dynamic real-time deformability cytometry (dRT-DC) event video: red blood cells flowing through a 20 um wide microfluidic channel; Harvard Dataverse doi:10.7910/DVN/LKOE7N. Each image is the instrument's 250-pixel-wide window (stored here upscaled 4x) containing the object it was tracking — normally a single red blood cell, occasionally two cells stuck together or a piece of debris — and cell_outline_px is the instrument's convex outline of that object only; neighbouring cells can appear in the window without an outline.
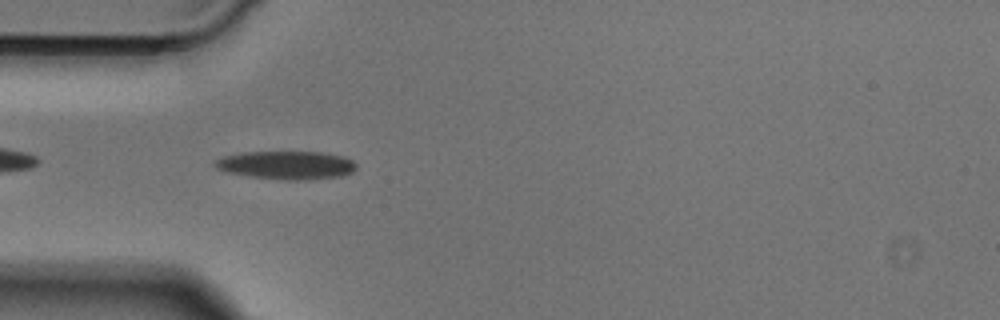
{"species": "Egyptian fruit bat (a non-hibernating species)", "species_latin": "Rousettus aegyptiacus", "temperature_condition": "cold", "stored_images_in_passage": 36, "camera_frame_rate_fps": 3000, "um_per_image_px": 0.085, "animal": {"sex": "male"}, "frame": {"image": 1, "passage_image": 2, "time_ms": 0.333, "image_size_px": [1000, 320], "cell_outline_px": [[356, 168], [352, 172], [344, 176], [308, 180], [288, 180], [252, 176], [228, 172], [216, 168], [212, 164], [216, 160], [224, 156], [244, 152], [320, 152], [344, 156], [352, 160], [356, 164]], "centroid_in_image_um": [24.4, 14.03], "position_along_channel_um": 60.6, "area_um2": 23.24}}
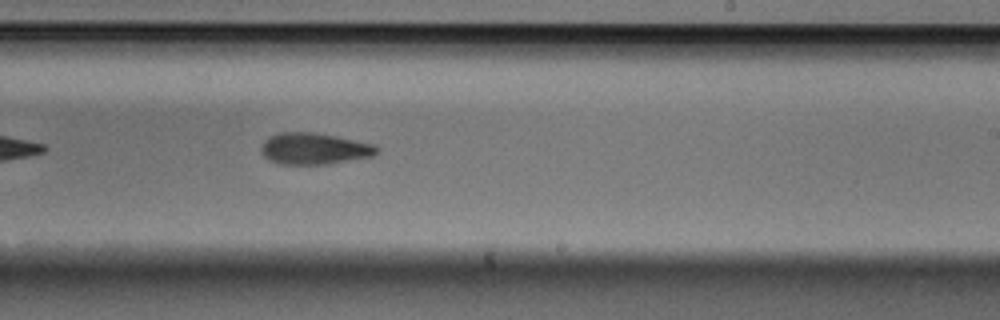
{"frame": {"image": 2, "passage_image": 17, "time_ms": 5.333, "image_size_px": [1000, 320], "cell_outline_px": [[380, 148], [372, 156], [328, 164], [280, 164], [268, 160], [260, 152], [260, 144], [268, 136], [276, 132], [312, 132], [336, 136], [376, 144]], "centroid_in_image_um": [26.66, 12.62], "position_along_channel_um": 262.3, "area_um2": 21.5}}
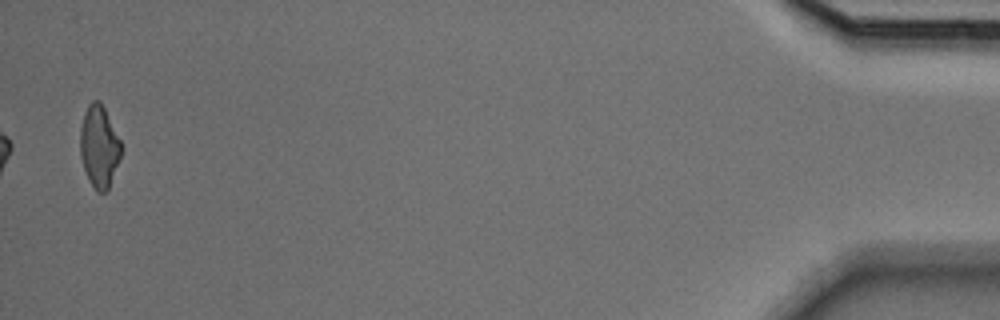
{"frame": {"image": 3, "passage_image": 36, "time_ms": 11.667, "image_size_px": [1000, 320], "cell_outline_px": [[120, 156], [108, 188], [104, 192], [96, 192], [84, 168], [80, 156], [80, 128], [84, 112], [88, 104], [92, 100], [100, 100], [120, 140]], "centroid_in_image_um": [8.4, 12.41], "position_along_channel_um": 426.8, "area_um2": 19.13}}